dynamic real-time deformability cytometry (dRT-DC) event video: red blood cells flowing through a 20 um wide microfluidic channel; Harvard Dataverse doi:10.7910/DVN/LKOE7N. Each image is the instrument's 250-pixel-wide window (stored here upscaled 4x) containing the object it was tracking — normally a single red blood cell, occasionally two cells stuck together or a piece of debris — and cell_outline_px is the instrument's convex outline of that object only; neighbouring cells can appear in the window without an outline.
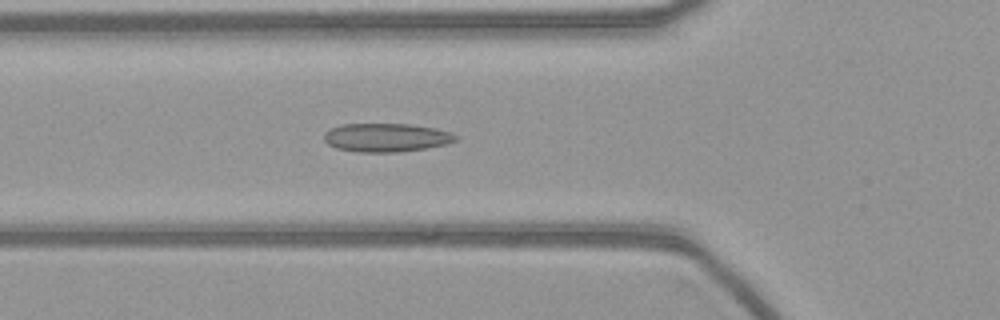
{"species": "common noctule bat (a hibernating species)", "species_latin": "Nyctalus noctula", "temperature_condition": "warm", "stored_images_in_passage": 44, "camera_frame_rate_fps": 3000, "um_per_image_px": 0.085, "animal": {"sex": "female", "body_mass_g": 21.9}, "frame": {"image": 1, "passage_image": 8, "time_ms": 2.333, "image_size_px": [1000, 320], "cell_outline_px": [[460, 136], [456, 140], [448, 144], [428, 148], [400, 152], [360, 152], [336, 148], [328, 144], [324, 140], [324, 132], [340, 124], [412, 124], [436, 128], [452, 132]], "centroid_in_image_um": [32.88, 11.69], "position_along_channel_um": 92.9, "area_um2": 22.2}}
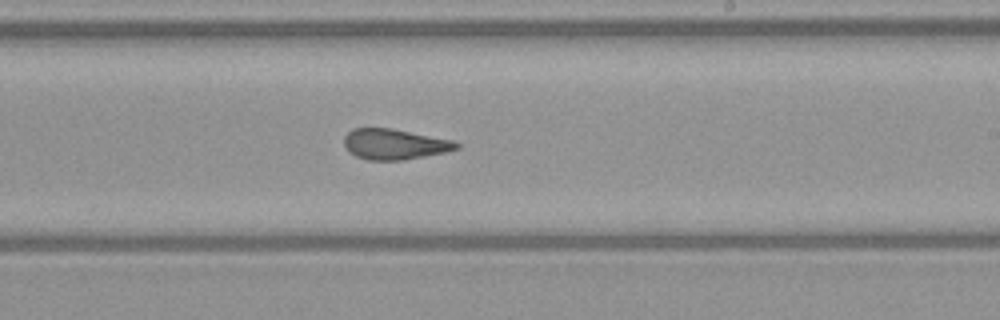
{"frame": {"image": 2, "passage_image": 21, "time_ms": 6.667, "image_size_px": [1000, 320], "cell_outline_px": [[460, 148], [444, 152], [404, 160], [368, 160], [356, 156], [348, 152], [344, 144], [344, 136], [352, 128], [392, 128], [456, 140], [460, 144]], "centroid_in_image_um": [33.55, 12.25], "position_along_channel_um": 255.5, "area_um2": 20.23}}
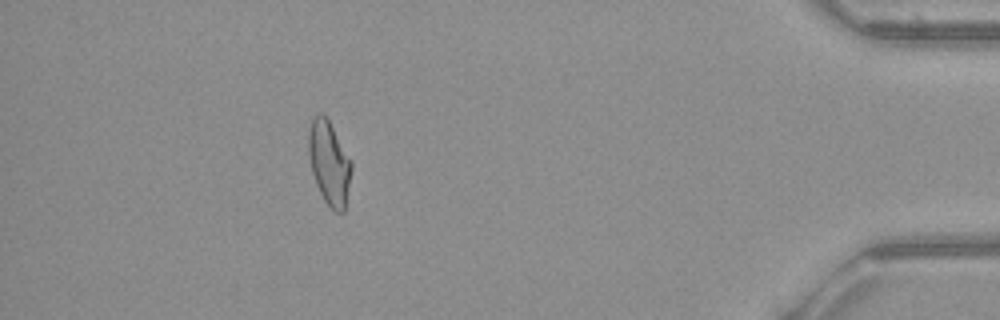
{"frame": {"image": 3, "passage_image": 38, "time_ms": 12.333, "image_size_px": [1000, 320], "cell_outline_px": [[352, 168], [344, 212], [336, 212], [324, 200], [316, 184], [312, 172], [308, 152], [308, 128], [312, 116], [316, 112], [320, 112], [328, 120], [352, 160]], "centroid_in_image_um": [27.97, 13.8], "position_along_channel_um": 407.2, "area_um2": 20.98}}